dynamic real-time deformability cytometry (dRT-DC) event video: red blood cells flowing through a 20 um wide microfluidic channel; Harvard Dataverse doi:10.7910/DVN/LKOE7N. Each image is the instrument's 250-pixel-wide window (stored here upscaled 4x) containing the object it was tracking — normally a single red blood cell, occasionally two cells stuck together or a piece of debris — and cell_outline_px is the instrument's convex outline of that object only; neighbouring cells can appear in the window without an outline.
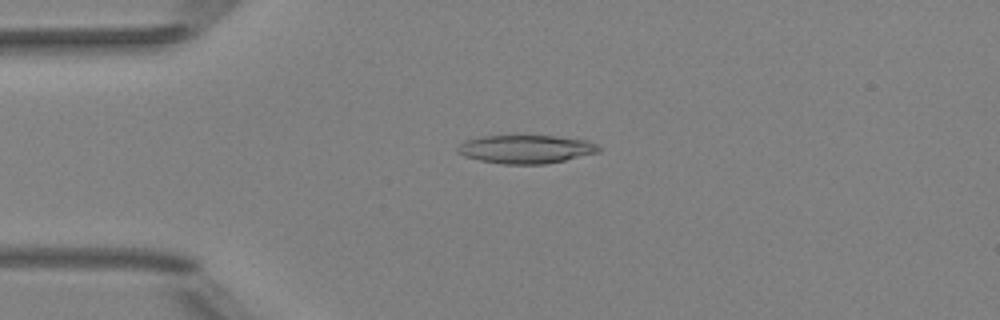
{"species": "Egyptian fruit bat (a non-hibernating species)", "species_latin": "Rousettus aegyptiacus", "temperature_condition": "room temperature", "stored_images_in_passage": 50, "camera_frame_rate_fps": 3000, "um_per_image_px": 0.085, "animal": {"sex": "female"}, "frame": {"image": 1, "passage_image": 11, "time_ms": 3.333, "image_size_px": [1000, 320], "cell_outline_px": [[600, 152], [564, 160], [544, 164], [504, 164], [480, 160], [464, 156], [456, 152], [456, 148], [464, 140], [480, 136], [556, 136], [588, 140], [596, 144], [600, 148]], "centroid_in_image_um": [44.68, 12.67], "position_along_channel_um": 40.3, "area_um2": 23.35}}
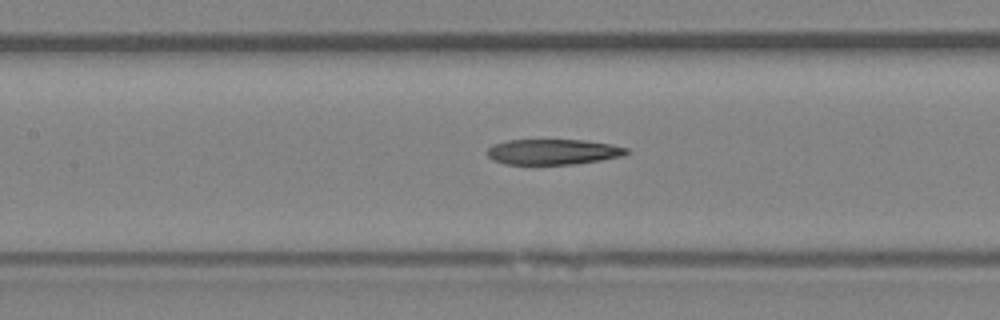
{"frame": {"image": 2, "passage_image": 22, "time_ms": 7.0, "image_size_px": [1000, 320], "cell_outline_px": [[628, 152], [624, 156], [576, 164], [504, 164], [492, 160], [488, 156], [488, 148], [496, 144], [508, 140], [584, 140], [608, 144], [628, 148]], "centroid_in_image_um": [47.01, 12.91], "position_along_channel_um": 160.4, "area_um2": 20.52}}
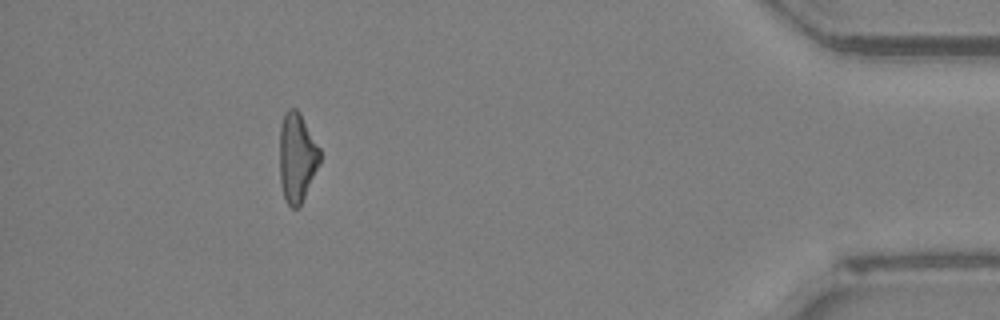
{"frame": {"image": 3, "passage_image": 45, "time_ms": 14.667, "image_size_px": [1000, 320], "cell_outline_px": [[320, 164], [300, 208], [292, 208], [284, 200], [280, 184], [280, 128], [284, 112], [288, 108], [296, 108], [300, 112], [320, 148]], "centroid_in_image_um": [25.25, 13.41], "position_along_channel_um": 410.0, "area_um2": 21.39}, "authors_computed_cell_mechanics": {"area_um2": 21.964, "velocity_mm_per_s": 4.0182, "shape_relaxation_time_tau1_ms": null, "shape_relaxation_time_tau2_ms": 8.272, "deformation_change_tau1": null, "deformation_change_tau2": 0.2308}}